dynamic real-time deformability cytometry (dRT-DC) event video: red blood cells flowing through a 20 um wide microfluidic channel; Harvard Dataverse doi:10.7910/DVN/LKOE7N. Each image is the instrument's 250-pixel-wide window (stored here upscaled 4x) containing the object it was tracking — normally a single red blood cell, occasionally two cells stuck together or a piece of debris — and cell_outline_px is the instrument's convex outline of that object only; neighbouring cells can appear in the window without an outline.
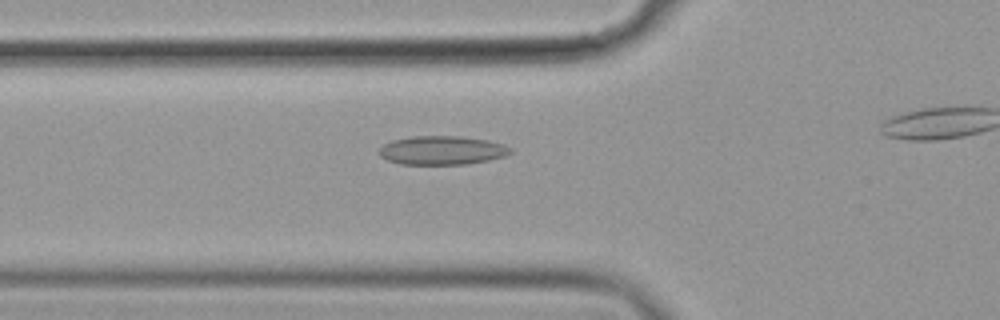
{"species": "common noctule bat (a hibernating species)", "species_latin": "Nyctalus noctula", "temperature_condition": "cold", "stored_images_in_passage": 38, "camera_frame_rate_fps": 3000, "um_per_image_px": 0.085, "animal": {"sex": "female", "body_mass_g": 19.9}, "frame": {"image": 1, "passage_image": 12, "time_ms": 3.667, "image_size_px": [1000, 320], "cell_outline_px": [[512, 152], [504, 156], [488, 160], [464, 164], [400, 164], [388, 160], [380, 156], [376, 152], [384, 144], [392, 140], [412, 136], [460, 136], [488, 140], [504, 144], [512, 148]], "centroid_in_image_um": [37.56, 12.77], "position_along_channel_um": 88.2, "area_um2": 22.08}}
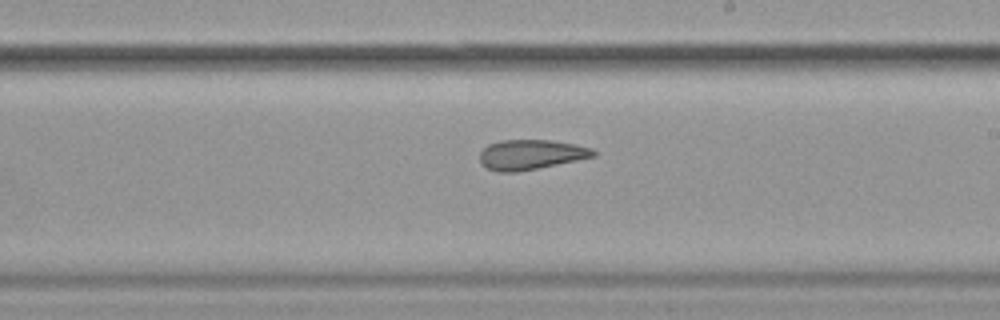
{"frame": {"image": 2, "passage_image": 25, "time_ms": 8.0, "image_size_px": [1000, 320], "cell_outline_px": [[596, 156], [516, 172], [496, 172], [488, 168], [480, 160], [480, 152], [488, 144], [500, 140], [552, 140], [592, 148], [596, 152]], "centroid_in_image_um": [45.1, 13.13], "position_along_channel_um": 243.9, "area_um2": 19.54}}
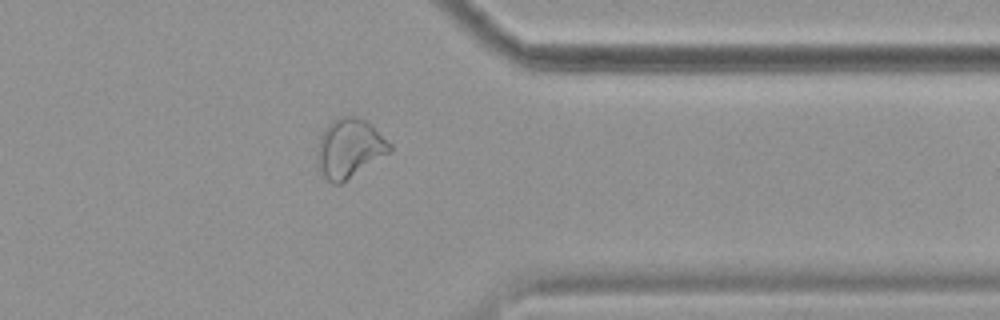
{"frame": {"image": 3, "passage_image": 37, "time_ms": 12.0, "image_size_px": [1000, 320], "cell_outline_px": [[392, 152], [340, 184], [332, 184], [324, 176], [316, 164], [316, 152], [320, 136], [324, 128], [332, 120], [340, 116], [356, 116], [364, 120], [392, 144]], "centroid_in_image_um": [29.68, 12.61], "position_along_channel_um": 381.7, "area_um2": 25.09}}